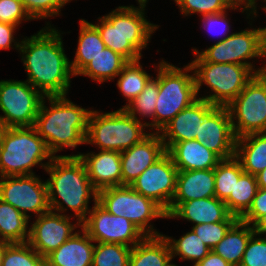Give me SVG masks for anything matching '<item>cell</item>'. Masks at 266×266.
<instances>
[{
  "instance_id": "obj_1",
  "label": "cell",
  "mask_w": 266,
  "mask_h": 266,
  "mask_svg": "<svg viewBox=\"0 0 266 266\" xmlns=\"http://www.w3.org/2000/svg\"><path fill=\"white\" fill-rule=\"evenodd\" d=\"M46 25L21 41L19 52L28 76L26 81L44 96H66L74 76L70 60L60 32L50 22Z\"/></svg>"
},
{
  "instance_id": "obj_2",
  "label": "cell",
  "mask_w": 266,
  "mask_h": 266,
  "mask_svg": "<svg viewBox=\"0 0 266 266\" xmlns=\"http://www.w3.org/2000/svg\"><path fill=\"white\" fill-rule=\"evenodd\" d=\"M45 171L50 177L46 180L50 210L62 214L69 208L82 223L91 210L89 200L97 202L98 197L84 162L79 156H55Z\"/></svg>"
},
{
  "instance_id": "obj_3",
  "label": "cell",
  "mask_w": 266,
  "mask_h": 266,
  "mask_svg": "<svg viewBox=\"0 0 266 266\" xmlns=\"http://www.w3.org/2000/svg\"><path fill=\"white\" fill-rule=\"evenodd\" d=\"M49 101V108L45 99ZM91 110L82 108L66 96H45L37 114L34 128L55 156L64 148L85 144Z\"/></svg>"
},
{
  "instance_id": "obj_4",
  "label": "cell",
  "mask_w": 266,
  "mask_h": 266,
  "mask_svg": "<svg viewBox=\"0 0 266 266\" xmlns=\"http://www.w3.org/2000/svg\"><path fill=\"white\" fill-rule=\"evenodd\" d=\"M144 11L145 8L134 5L119 6L99 17L98 24H93L105 47L120 54L128 62L142 59V49L147 47L151 35L159 27L146 19Z\"/></svg>"
},
{
  "instance_id": "obj_5",
  "label": "cell",
  "mask_w": 266,
  "mask_h": 266,
  "mask_svg": "<svg viewBox=\"0 0 266 266\" xmlns=\"http://www.w3.org/2000/svg\"><path fill=\"white\" fill-rule=\"evenodd\" d=\"M54 155L34 127L4 128L0 137V177L35 174L38 164L45 170ZM44 159H49L42 163Z\"/></svg>"
},
{
  "instance_id": "obj_6",
  "label": "cell",
  "mask_w": 266,
  "mask_h": 266,
  "mask_svg": "<svg viewBox=\"0 0 266 266\" xmlns=\"http://www.w3.org/2000/svg\"><path fill=\"white\" fill-rule=\"evenodd\" d=\"M146 127H149V122L138 121L122 108L104 114L91 110L85 144L121 153L150 134L145 132Z\"/></svg>"
},
{
  "instance_id": "obj_7",
  "label": "cell",
  "mask_w": 266,
  "mask_h": 266,
  "mask_svg": "<svg viewBox=\"0 0 266 266\" xmlns=\"http://www.w3.org/2000/svg\"><path fill=\"white\" fill-rule=\"evenodd\" d=\"M156 69L158 80V98L154 111V129L159 133L179 112L198 99L192 67L182 68L162 60Z\"/></svg>"
},
{
  "instance_id": "obj_8",
  "label": "cell",
  "mask_w": 266,
  "mask_h": 266,
  "mask_svg": "<svg viewBox=\"0 0 266 266\" xmlns=\"http://www.w3.org/2000/svg\"><path fill=\"white\" fill-rule=\"evenodd\" d=\"M194 56L188 64L194 70L197 97L201 86L207 85L213 94L198 98L214 106L227 107L256 75L245 65L205 62L197 53Z\"/></svg>"
},
{
  "instance_id": "obj_9",
  "label": "cell",
  "mask_w": 266,
  "mask_h": 266,
  "mask_svg": "<svg viewBox=\"0 0 266 266\" xmlns=\"http://www.w3.org/2000/svg\"><path fill=\"white\" fill-rule=\"evenodd\" d=\"M97 202L109 213L131 221L146 236L161 235L150 222L155 218H167L166 211L154 200L137 193L129 185L98 191Z\"/></svg>"
},
{
  "instance_id": "obj_10",
  "label": "cell",
  "mask_w": 266,
  "mask_h": 266,
  "mask_svg": "<svg viewBox=\"0 0 266 266\" xmlns=\"http://www.w3.org/2000/svg\"><path fill=\"white\" fill-rule=\"evenodd\" d=\"M197 53L205 62L240 64L250 67L256 74L264 72L265 66L255 69V66L247 60L265 58L266 41L263 28H251L228 34L222 41L198 51L193 48V54Z\"/></svg>"
},
{
  "instance_id": "obj_11",
  "label": "cell",
  "mask_w": 266,
  "mask_h": 266,
  "mask_svg": "<svg viewBox=\"0 0 266 266\" xmlns=\"http://www.w3.org/2000/svg\"><path fill=\"white\" fill-rule=\"evenodd\" d=\"M227 109L236 139L266 133V75L256 74Z\"/></svg>"
},
{
  "instance_id": "obj_12",
  "label": "cell",
  "mask_w": 266,
  "mask_h": 266,
  "mask_svg": "<svg viewBox=\"0 0 266 266\" xmlns=\"http://www.w3.org/2000/svg\"><path fill=\"white\" fill-rule=\"evenodd\" d=\"M44 97L26 80H1L0 123L4 128L33 127Z\"/></svg>"
},
{
  "instance_id": "obj_13",
  "label": "cell",
  "mask_w": 266,
  "mask_h": 266,
  "mask_svg": "<svg viewBox=\"0 0 266 266\" xmlns=\"http://www.w3.org/2000/svg\"><path fill=\"white\" fill-rule=\"evenodd\" d=\"M87 216L81 227L95 243H114L132 248L146 237L131 221L109 213L98 202H94Z\"/></svg>"
},
{
  "instance_id": "obj_14",
  "label": "cell",
  "mask_w": 266,
  "mask_h": 266,
  "mask_svg": "<svg viewBox=\"0 0 266 266\" xmlns=\"http://www.w3.org/2000/svg\"><path fill=\"white\" fill-rule=\"evenodd\" d=\"M0 199L27 218L31 217L28 212L37 217L50 210L46 181L36 174L0 177Z\"/></svg>"
},
{
  "instance_id": "obj_15",
  "label": "cell",
  "mask_w": 266,
  "mask_h": 266,
  "mask_svg": "<svg viewBox=\"0 0 266 266\" xmlns=\"http://www.w3.org/2000/svg\"><path fill=\"white\" fill-rule=\"evenodd\" d=\"M178 170L166 152L130 185L137 193L154 200L166 213L176 192Z\"/></svg>"
},
{
  "instance_id": "obj_16",
  "label": "cell",
  "mask_w": 266,
  "mask_h": 266,
  "mask_svg": "<svg viewBox=\"0 0 266 266\" xmlns=\"http://www.w3.org/2000/svg\"><path fill=\"white\" fill-rule=\"evenodd\" d=\"M70 219V216L52 210L37 216L29 228V245L45 258L68 240L76 228H81L79 221L72 224Z\"/></svg>"
},
{
  "instance_id": "obj_17",
  "label": "cell",
  "mask_w": 266,
  "mask_h": 266,
  "mask_svg": "<svg viewBox=\"0 0 266 266\" xmlns=\"http://www.w3.org/2000/svg\"><path fill=\"white\" fill-rule=\"evenodd\" d=\"M198 141L221 160L234 157L236 137L227 107L216 106L204 118Z\"/></svg>"
},
{
  "instance_id": "obj_18",
  "label": "cell",
  "mask_w": 266,
  "mask_h": 266,
  "mask_svg": "<svg viewBox=\"0 0 266 266\" xmlns=\"http://www.w3.org/2000/svg\"><path fill=\"white\" fill-rule=\"evenodd\" d=\"M216 106L204 99H197L189 107L179 112L171 121L159 132L167 150L173 143L199 140L200 129L204 118Z\"/></svg>"
},
{
  "instance_id": "obj_19",
  "label": "cell",
  "mask_w": 266,
  "mask_h": 266,
  "mask_svg": "<svg viewBox=\"0 0 266 266\" xmlns=\"http://www.w3.org/2000/svg\"><path fill=\"white\" fill-rule=\"evenodd\" d=\"M166 153L160 133L151 132L141 142L124 150L121 155L122 185L132 182Z\"/></svg>"
},
{
  "instance_id": "obj_20",
  "label": "cell",
  "mask_w": 266,
  "mask_h": 266,
  "mask_svg": "<svg viewBox=\"0 0 266 266\" xmlns=\"http://www.w3.org/2000/svg\"><path fill=\"white\" fill-rule=\"evenodd\" d=\"M167 218H183L195 225L215 222H237L224 201L215 196L186 202H171Z\"/></svg>"
},
{
  "instance_id": "obj_21",
  "label": "cell",
  "mask_w": 266,
  "mask_h": 266,
  "mask_svg": "<svg viewBox=\"0 0 266 266\" xmlns=\"http://www.w3.org/2000/svg\"><path fill=\"white\" fill-rule=\"evenodd\" d=\"M84 162L93 187L100 191L108 187L122 186L121 155L117 151L100 150L98 153L73 154Z\"/></svg>"
},
{
  "instance_id": "obj_22",
  "label": "cell",
  "mask_w": 266,
  "mask_h": 266,
  "mask_svg": "<svg viewBox=\"0 0 266 266\" xmlns=\"http://www.w3.org/2000/svg\"><path fill=\"white\" fill-rule=\"evenodd\" d=\"M93 242L81 227V231L74 232L68 240L45 257L46 266H92L95 245Z\"/></svg>"
},
{
  "instance_id": "obj_23",
  "label": "cell",
  "mask_w": 266,
  "mask_h": 266,
  "mask_svg": "<svg viewBox=\"0 0 266 266\" xmlns=\"http://www.w3.org/2000/svg\"><path fill=\"white\" fill-rule=\"evenodd\" d=\"M166 152L178 171L212 169L221 161L214 152L197 140L173 143Z\"/></svg>"
},
{
  "instance_id": "obj_24",
  "label": "cell",
  "mask_w": 266,
  "mask_h": 266,
  "mask_svg": "<svg viewBox=\"0 0 266 266\" xmlns=\"http://www.w3.org/2000/svg\"><path fill=\"white\" fill-rule=\"evenodd\" d=\"M215 196L214 168L178 171L172 202H186Z\"/></svg>"
},
{
  "instance_id": "obj_25",
  "label": "cell",
  "mask_w": 266,
  "mask_h": 266,
  "mask_svg": "<svg viewBox=\"0 0 266 266\" xmlns=\"http://www.w3.org/2000/svg\"><path fill=\"white\" fill-rule=\"evenodd\" d=\"M234 157L244 172L256 175L266 168V133H252L236 139Z\"/></svg>"
},
{
  "instance_id": "obj_26",
  "label": "cell",
  "mask_w": 266,
  "mask_h": 266,
  "mask_svg": "<svg viewBox=\"0 0 266 266\" xmlns=\"http://www.w3.org/2000/svg\"><path fill=\"white\" fill-rule=\"evenodd\" d=\"M170 260L171 249L165 236H146L132 247L129 266H165Z\"/></svg>"
},
{
  "instance_id": "obj_27",
  "label": "cell",
  "mask_w": 266,
  "mask_h": 266,
  "mask_svg": "<svg viewBox=\"0 0 266 266\" xmlns=\"http://www.w3.org/2000/svg\"><path fill=\"white\" fill-rule=\"evenodd\" d=\"M254 234L252 225L240 219L229 229L224 238L213 247L212 251L221 256L232 266H239L247 243Z\"/></svg>"
},
{
  "instance_id": "obj_28",
  "label": "cell",
  "mask_w": 266,
  "mask_h": 266,
  "mask_svg": "<svg viewBox=\"0 0 266 266\" xmlns=\"http://www.w3.org/2000/svg\"><path fill=\"white\" fill-rule=\"evenodd\" d=\"M78 47L70 67L74 76L93 60L104 48L98 29L85 19H80Z\"/></svg>"
},
{
  "instance_id": "obj_29",
  "label": "cell",
  "mask_w": 266,
  "mask_h": 266,
  "mask_svg": "<svg viewBox=\"0 0 266 266\" xmlns=\"http://www.w3.org/2000/svg\"><path fill=\"white\" fill-rule=\"evenodd\" d=\"M127 63L123 56L105 47L77 76H87L98 83L108 82L116 78Z\"/></svg>"
},
{
  "instance_id": "obj_30",
  "label": "cell",
  "mask_w": 266,
  "mask_h": 266,
  "mask_svg": "<svg viewBox=\"0 0 266 266\" xmlns=\"http://www.w3.org/2000/svg\"><path fill=\"white\" fill-rule=\"evenodd\" d=\"M28 221L29 218L0 199V242H28Z\"/></svg>"
},
{
  "instance_id": "obj_31",
  "label": "cell",
  "mask_w": 266,
  "mask_h": 266,
  "mask_svg": "<svg viewBox=\"0 0 266 266\" xmlns=\"http://www.w3.org/2000/svg\"><path fill=\"white\" fill-rule=\"evenodd\" d=\"M257 190L256 175L244 172L235 182L234 191L224 201L229 212L240 219L251 207Z\"/></svg>"
},
{
  "instance_id": "obj_32",
  "label": "cell",
  "mask_w": 266,
  "mask_h": 266,
  "mask_svg": "<svg viewBox=\"0 0 266 266\" xmlns=\"http://www.w3.org/2000/svg\"><path fill=\"white\" fill-rule=\"evenodd\" d=\"M116 77L119 78L116 85L128 104L142 92L152 78L143 69L140 60L128 62Z\"/></svg>"
},
{
  "instance_id": "obj_33",
  "label": "cell",
  "mask_w": 266,
  "mask_h": 266,
  "mask_svg": "<svg viewBox=\"0 0 266 266\" xmlns=\"http://www.w3.org/2000/svg\"><path fill=\"white\" fill-rule=\"evenodd\" d=\"M164 236L170 245L172 259L179 256L181 260L194 261L193 266L211 251L192 230L177 240L166 235Z\"/></svg>"
},
{
  "instance_id": "obj_34",
  "label": "cell",
  "mask_w": 266,
  "mask_h": 266,
  "mask_svg": "<svg viewBox=\"0 0 266 266\" xmlns=\"http://www.w3.org/2000/svg\"><path fill=\"white\" fill-rule=\"evenodd\" d=\"M243 173L244 170L235 157L221 160L214 168L215 197L225 201L234 191L235 182Z\"/></svg>"
},
{
  "instance_id": "obj_35",
  "label": "cell",
  "mask_w": 266,
  "mask_h": 266,
  "mask_svg": "<svg viewBox=\"0 0 266 266\" xmlns=\"http://www.w3.org/2000/svg\"><path fill=\"white\" fill-rule=\"evenodd\" d=\"M174 2H176L184 16H190L194 13H199V16H203L224 12L227 11V9L238 10V6L242 7V13L246 11L247 18H250L249 16H252L250 14L253 13L246 5L236 4L232 0H174Z\"/></svg>"
},
{
  "instance_id": "obj_36",
  "label": "cell",
  "mask_w": 266,
  "mask_h": 266,
  "mask_svg": "<svg viewBox=\"0 0 266 266\" xmlns=\"http://www.w3.org/2000/svg\"><path fill=\"white\" fill-rule=\"evenodd\" d=\"M158 80L152 77L142 92L129 104H126L122 107L125 109L130 115L136 118L141 122V119L137 117V114L141 116V118H152L149 123V130L154 128V111L156 108V100L158 98Z\"/></svg>"
},
{
  "instance_id": "obj_37",
  "label": "cell",
  "mask_w": 266,
  "mask_h": 266,
  "mask_svg": "<svg viewBox=\"0 0 266 266\" xmlns=\"http://www.w3.org/2000/svg\"><path fill=\"white\" fill-rule=\"evenodd\" d=\"M2 266H46V262L28 242H5Z\"/></svg>"
},
{
  "instance_id": "obj_38",
  "label": "cell",
  "mask_w": 266,
  "mask_h": 266,
  "mask_svg": "<svg viewBox=\"0 0 266 266\" xmlns=\"http://www.w3.org/2000/svg\"><path fill=\"white\" fill-rule=\"evenodd\" d=\"M130 247L114 243L94 245L92 266H129Z\"/></svg>"
},
{
  "instance_id": "obj_39",
  "label": "cell",
  "mask_w": 266,
  "mask_h": 266,
  "mask_svg": "<svg viewBox=\"0 0 266 266\" xmlns=\"http://www.w3.org/2000/svg\"><path fill=\"white\" fill-rule=\"evenodd\" d=\"M32 20L60 15L61 8L71 0H20Z\"/></svg>"
},
{
  "instance_id": "obj_40",
  "label": "cell",
  "mask_w": 266,
  "mask_h": 266,
  "mask_svg": "<svg viewBox=\"0 0 266 266\" xmlns=\"http://www.w3.org/2000/svg\"><path fill=\"white\" fill-rule=\"evenodd\" d=\"M235 223L236 222H215L193 225L192 231L212 250Z\"/></svg>"
},
{
  "instance_id": "obj_41",
  "label": "cell",
  "mask_w": 266,
  "mask_h": 266,
  "mask_svg": "<svg viewBox=\"0 0 266 266\" xmlns=\"http://www.w3.org/2000/svg\"><path fill=\"white\" fill-rule=\"evenodd\" d=\"M260 237H250L239 266H266V238Z\"/></svg>"
},
{
  "instance_id": "obj_42",
  "label": "cell",
  "mask_w": 266,
  "mask_h": 266,
  "mask_svg": "<svg viewBox=\"0 0 266 266\" xmlns=\"http://www.w3.org/2000/svg\"><path fill=\"white\" fill-rule=\"evenodd\" d=\"M32 19L20 0H0V22L19 26L22 21Z\"/></svg>"
},
{
  "instance_id": "obj_43",
  "label": "cell",
  "mask_w": 266,
  "mask_h": 266,
  "mask_svg": "<svg viewBox=\"0 0 266 266\" xmlns=\"http://www.w3.org/2000/svg\"><path fill=\"white\" fill-rule=\"evenodd\" d=\"M227 11L224 12H219V13H214V14H209V15H203L202 16V22L204 24V27L207 28V31L210 33H214V34H218L220 35V33H223L222 35H224L223 38H221L218 41H222L224 40L227 36V33L229 32L230 29V25H229V21H228V17H227ZM217 26L218 29L221 27L222 29L217 31ZM217 30H216V29ZM227 31V32H226ZM216 34V35H217ZM226 34V35H225Z\"/></svg>"
},
{
  "instance_id": "obj_44",
  "label": "cell",
  "mask_w": 266,
  "mask_h": 266,
  "mask_svg": "<svg viewBox=\"0 0 266 266\" xmlns=\"http://www.w3.org/2000/svg\"><path fill=\"white\" fill-rule=\"evenodd\" d=\"M266 213V189L258 188L251 207L240 218L242 222L252 225L260 216Z\"/></svg>"
},
{
  "instance_id": "obj_45",
  "label": "cell",
  "mask_w": 266,
  "mask_h": 266,
  "mask_svg": "<svg viewBox=\"0 0 266 266\" xmlns=\"http://www.w3.org/2000/svg\"><path fill=\"white\" fill-rule=\"evenodd\" d=\"M17 27L13 24L0 22V50H10L11 46H15V49L19 50L21 42L14 39V32H16ZM12 43L14 44L12 45Z\"/></svg>"
},
{
  "instance_id": "obj_46",
  "label": "cell",
  "mask_w": 266,
  "mask_h": 266,
  "mask_svg": "<svg viewBox=\"0 0 266 266\" xmlns=\"http://www.w3.org/2000/svg\"><path fill=\"white\" fill-rule=\"evenodd\" d=\"M194 266H232L214 251H210L202 260Z\"/></svg>"
},
{
  "instance_id": "obj_47",
  "label": "cell",
  "mask_w": 266,
  "mask_h": 266,
  "mask_svg": "<svg viewBox=\"0 0 266 266\" xmlns=\"http://www.w3.org/2000/svg\"><path fill=\"white\" fill-rule=\"evenodd\" d=\"M252 228L255 234H266V213L260 216L253 224Z\"/></svg>"
},
{
  "instance_id": "obj_48",
  "label": "cell",
  "mask_w": 266,
  "mask_h": 266,
  "mask_svg": "<svg viewBox=\"0 0 266 266\" xmlns=\"http://www.w3.org/2000/svg\"><path fill=\"white\" fill-rule=\"evenodd\" d=\"M236 4H243L246 5L253 13L252 17L257 16V0H232Z\"/></svg>"
},
{
  "instance_id": "obj_49",
  "label": "cell",
  "mask_w": 266,
  "mask_h": 266,
  "mask_svg": "<svg viewBox=\"0 0 266 266\" xmlns=\"http://www.w3.org/2000/svg\"><path fill=\"white\" fill-rule=\"evenodd\" d=\"M258 188L266 189V168L256 174Z\"/></svg>"
},
{
  "instance_id": "obj_50",
  "label": "cell",
  "mask_w": 266,
  "mask_h": 266,
  "mask_svg": "<svg viewBox=\"0 0 266 266\" xmlns=\"http://www.w3.org/2000/svg\"><path fill=\"white\" fill-rule=\"evenodd\" d=\"M4 250H5V242H0V266H2Z\"/></svg>"
},
{
  "instance_id": "obj_51",
  "label": "cell",
  "mask_w": 266,
  "mask_h": 266,
  "mask_svg": "<svg viewBox=\"0 0 266 266\" xmlns=\"http://www.w3.org/2000/svg\"><path fill=\"white\" fill-rule=\"evenodd\" d=\"M139 7L145 8L148 0H137Z\"/></svg>"
},
{
  "instance_id": "obj_52",
  "label": "cell",
  "mask_w": 266,
  "mask_h": 266,
  "mask_svg": "<svg viewBox=\"0 0 266 266\" xmlns=\"http://www.w3.org/2000/svg\"><path fill=\"white\" fill-rule=\"evenodd\" d=\"M264 2H266V0H264ZM263 9L266 11V7H263ZM263 35L266 41V27L263 28Z\"/></svg>"
},
{
  "instance_id": "obj_53",
  "label": "cell",
  "mask_w": 266,
  "mask_h": 266,
  "mask_svg": "<svg viewBox=\"0 0 266 266\" xmlns=\"http://www.w3.org/2000/svg\"><path fill=\"white\" fill-rule=\"evenodd\" d=\"M171 261H172V260H170L165 266H177V265L171 263Z\"/></svg>"
},
{
  "instance_id": "obj_54",
  "label": "cell",
  "mask_w": 266,
  "mask_h": 266,
  "mask_svg": "<svg viewBox=\"0 0 266 266\" xmlns=\"http://www.w3.org/2000/svg\"><path fill=\"white\" fill-rule=\"evenodd\" d=\"M3 129H4V126L0 123V137H1Z\"/></svg>"
},
{
  "instance_id": "obj_55",
  "label": "cell",
  "mask_w": 266,
  "mask_h": 266,
  "mask_svg": "<svg viewBox=\"0 0 266 266\" xmlns=\"http://www.w3.org/2000/svg\"><path fill=\"white\" fill-rule=\"evenodd\" d=\"M265 58H266V56H265ZM263 73L266 75V65H265V69H264V72Z\"/></svg>"
}]
</instances>
